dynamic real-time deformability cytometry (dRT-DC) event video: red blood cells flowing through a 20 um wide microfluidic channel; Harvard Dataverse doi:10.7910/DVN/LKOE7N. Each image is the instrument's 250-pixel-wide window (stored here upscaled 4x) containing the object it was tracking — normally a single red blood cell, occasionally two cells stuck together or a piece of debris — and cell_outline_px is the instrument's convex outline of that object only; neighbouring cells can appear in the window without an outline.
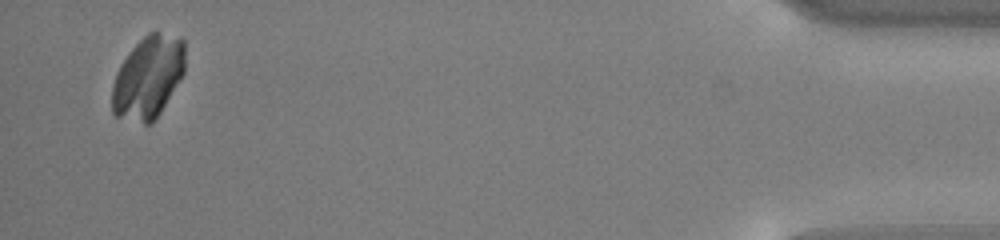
{"species": "common noctule bat (a hibernating species)", "species_latin": "Nyctalus noctula", "temperature_condition": "cold", "stored_images_in_passage": 48, "camera_frame_rate_fps": 3000, "um_per_image_px": 0.085, "animal": {"sex": "male", "body_mass_g": 13.0, "forearm_length_mm": 53.1}, "frame": {"image": 1, "passage_image": 46, "time_ms": 15.0, "image_size_px": [1000, 240], "cell_outline_px": [[184, 72], [160, 112], [148, 124], [144, 124], [116, 116], [112, 112], [112, 84], [116, 72], [120, 64], [128, 52], [148, 32], [156, 32], [180, 36], [184, 40]], "centroid_in_image_um": [12.57, 6.54], "position_along_channel_um": 422.6, "area_um2": 34.85}}